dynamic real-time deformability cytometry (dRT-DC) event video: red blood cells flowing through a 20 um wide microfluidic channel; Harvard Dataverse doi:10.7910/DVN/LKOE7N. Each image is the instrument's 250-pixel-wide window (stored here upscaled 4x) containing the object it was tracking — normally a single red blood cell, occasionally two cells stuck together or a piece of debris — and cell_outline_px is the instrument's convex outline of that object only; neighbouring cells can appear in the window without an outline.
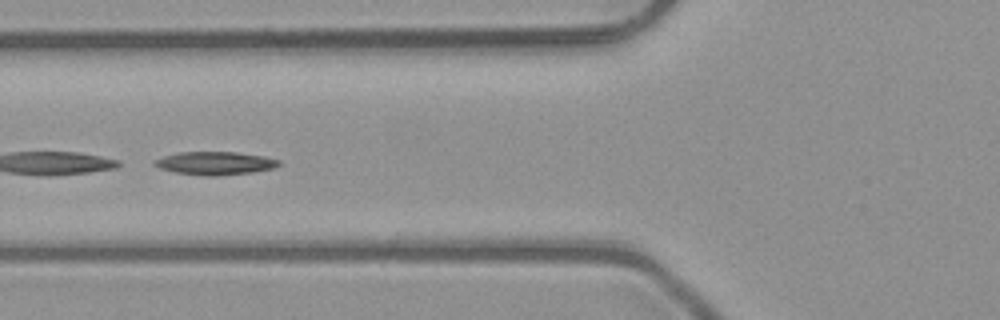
{"species": "common noctule bat (a hibernating species)", "species_latin": "Nyctalus noctula", "temperature_condition": "room temperature", "stored_images_in_passage": 5, "camera_frame_rate_fps": 3000, "um_per_image_px": 0.085, "animal": {"sex": "male", "body_mass_g": 23.1, "forearm_length_mm": 52.7}, "frame": {"image": 1, "passage_image": 4, "time_ms": 1.0, "image_size_px": [1000, 320], "cell_outline_px": [[280, 164], [272, 168], [252, 172], [216, 176], [208, 176], [176, 172], [160, 168], [152, 164], [152, 160], [164, 156], [180, 152], [236, 152], [264, 156], [280, 160]], "centroid_in_image_um": [18.26, 13.86], "position_along_channel_um": 107.5, "area_um2": 16.65}}
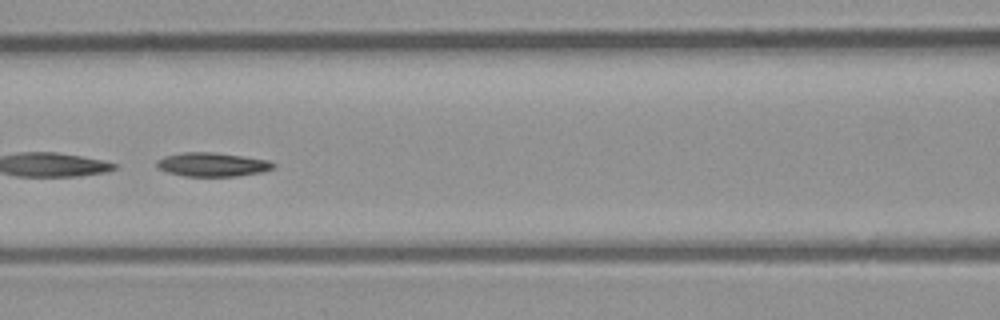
{"frame": {"image": 2, "passage_image": 5, "time_ms": 1.333, "image_size_px": [1000, 320], "cell_outline_px": [[276, 168], [260, 172], [236, 176], [184, 176], [168, 172], [160, 168], [156, 164], [156, 160], [164, 156], [184, 152], [212, 152], [268, 160], [276, 164]], "centroid_in_image_um": [18.05, 13.98], "position_along_channel_um": 148.5, "area_um2": 16.07}}